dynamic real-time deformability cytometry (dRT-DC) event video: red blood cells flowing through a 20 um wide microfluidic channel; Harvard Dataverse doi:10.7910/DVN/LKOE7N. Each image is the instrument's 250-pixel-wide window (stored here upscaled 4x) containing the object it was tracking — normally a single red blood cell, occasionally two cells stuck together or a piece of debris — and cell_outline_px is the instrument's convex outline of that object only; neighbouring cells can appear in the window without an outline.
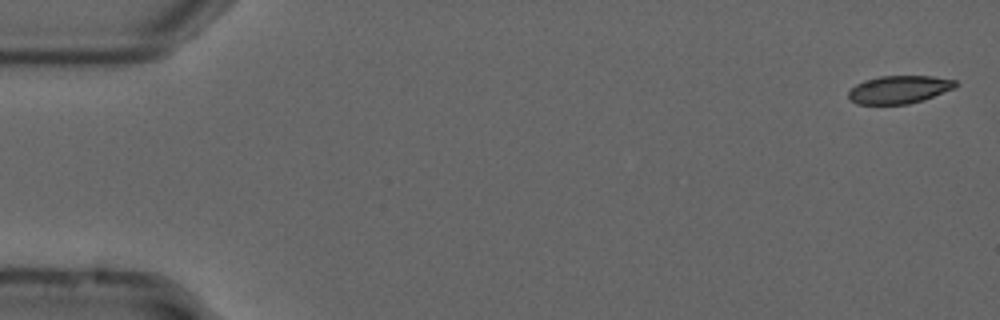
{"species": "common noctule bat (a hibernating species)", "species_latin": "Nyctalus noctula", "temperature_condition": "cold", "stored_images_in_passage": 15, "camera_frame_rate_fps": 3000, "um_per_image_px": 0.085, "animal": {"sex": "male", "forearm_length_mm": 52.5}, "frame": {"image": 1, "passage_image": 1, "time_ms": 0.0, "image_size_px": [1000, 320], "cell_outline_px": [[960, 84], [956, 88], [924, 100], [908, 104], [856, 104], [848, 96], [848, 92], [856, 84], [864, 80], [880, 76], [932, 76], [956, 80]], "centroid_in_image_um": [76.48, 7.61], "position_along_channel_um": 8.5, "area_um2": 17.57}}
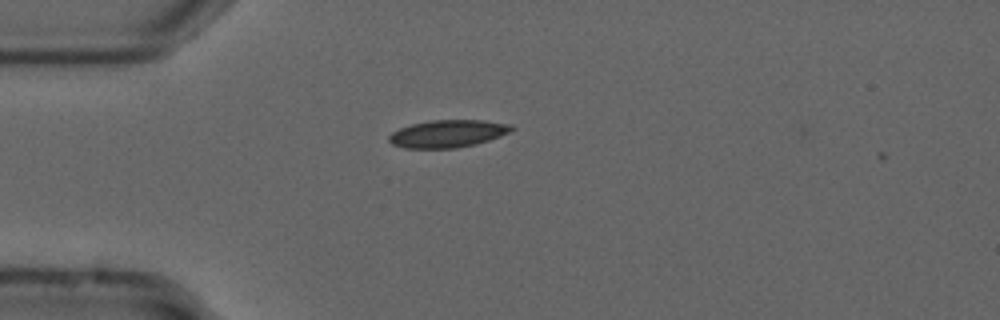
{"frame": {"image": 2, "passage_image": 14, "time_ms": 4.333, "image_size_px": [1000, 320], "cell_outline_px": [[516, 128], [500, 136], [476, 144], [456, 148], [404, 148], [392, 144], [388, 140], [388, 136], [392, 132], [400, 128], [412, 124], [432, 120], [484, 120], [508, 124]], "centroid_in_image_um": [38.04, 11.36], "position_along_channel_um": 47.0, "area_um2": 19.54}}